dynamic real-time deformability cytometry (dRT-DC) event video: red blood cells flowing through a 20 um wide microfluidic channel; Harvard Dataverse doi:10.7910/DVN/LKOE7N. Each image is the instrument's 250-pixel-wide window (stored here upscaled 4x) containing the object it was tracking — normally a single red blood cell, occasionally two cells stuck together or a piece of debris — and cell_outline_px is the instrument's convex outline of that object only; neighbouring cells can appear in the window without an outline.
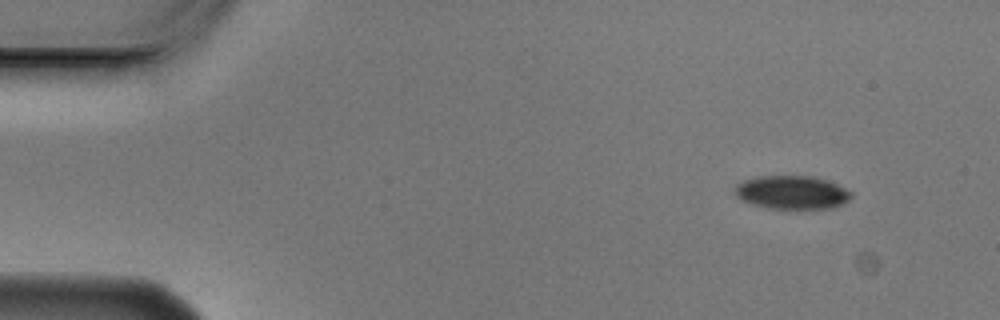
{"species": "Egyptian fruit bat (a non-hibernating species)", "species_latin": "Rousettus aegyptiacus", "temperature_condition": "cold", "stored_images_in_passage": 4, "camera_frame_rate_fps": 3000, "um_per_image_px": 0.085, "animal": {"sex": "male"}, "frame": {"image": 1, "passage_image": 1, "time_ms": 0.0, "image_size_px": [1000, 320], "cell_outline_px": [[852, 196], [848, 200], [832, 208], [768, 208], [752, 204], [740, 200], [732, 192], [732, 188], [736, 184], [744, 180], [760, 176], [812, 176], [828, 180], [852, 192]], "centroid_in_image_um": [67.25, 16.34], "position_along_channel_um": 17.7, "area_um2": 22.72}}
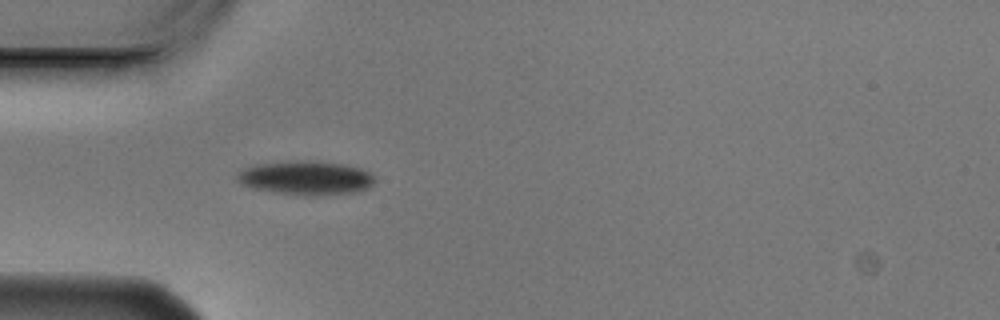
{"frame": {"image": 2, "passage_image": 4, "time_ms": 1.0, "image_size_px": [1000, 320], "cell_outline_px": [[376, 180], [368, 188], [356, 192], [312, 196], [308, 196], [272, 192], [256, 188], [244, 184], [236, 180], [236, 172], [244, 168], [256, 164], [288, 160], [316, 160], [344, 164], [360, 168], [372, 172], [376, 176]], "centroid_in_image_um": [26.03, 15.1], "position_along_channel_um": 59.0, "area_um2": 27.74}}